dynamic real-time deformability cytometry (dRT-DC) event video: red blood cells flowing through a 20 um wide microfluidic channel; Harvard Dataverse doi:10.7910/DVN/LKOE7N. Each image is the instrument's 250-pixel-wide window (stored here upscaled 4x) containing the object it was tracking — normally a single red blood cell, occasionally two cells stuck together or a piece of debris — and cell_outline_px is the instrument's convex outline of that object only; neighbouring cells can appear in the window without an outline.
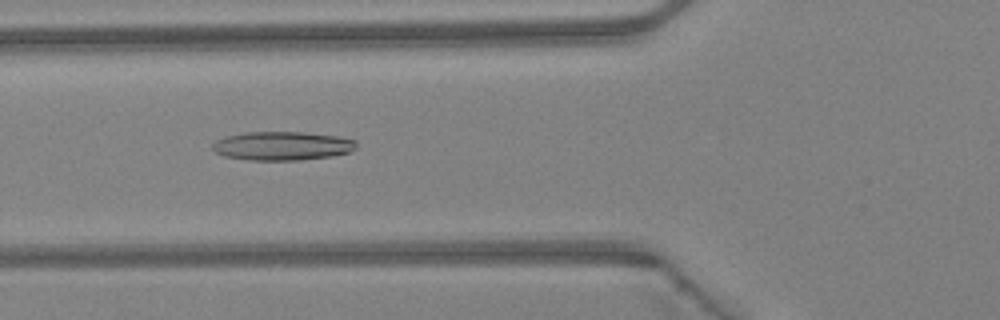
{"species": "Egyptian fruit bat (a non-hibernating species)", "species_latin": "Rousettus aegyptiacus", "temperature_condition": "warm", "stored_images_in_passage": 46, "camera_frame_rate_fps": 3000, "um_per_image_px": 0.085, "animal": {"sex": "female"}, "frame": {"image": 1, "passage_image": 17, "time_ms": 5.333, "image_size_px": [1000, 320], "cell_outline_px": [[356, 148], [348, 152], [332, 156], [300, 160], [248, 160], [224, 156], [216, 152], [212, 148], [212, 144], [216, 140], [228, 136], [244, 132], [304, 132], [336, 136], [356, 140]], "centroid_in_image_um": [23.98, 12.4], "position_along_channel_um": 101.8, "area_um2": 24.04}}
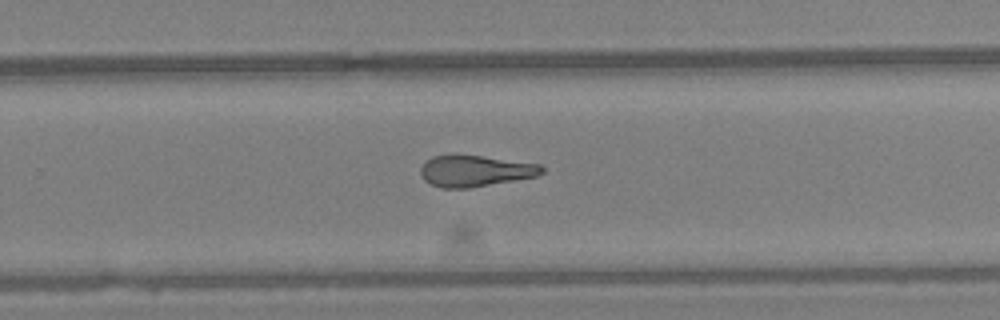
{"frame": {"image": 2, "passage_image": 30, "time_ms": 9.667, "image_size_px": [1000, 320], "cell_outline_px": [[544, 172], [536, 176], [468, 188], [440, 188], [424, 180], [420, 176], [420, 168], [432, 156], [452, 152], [540, 164], [544, 168]], "centroid_in_image_um": [40.33, 14.5], "position_along_channel_um": 289.5, "area_um2": 22.37}}
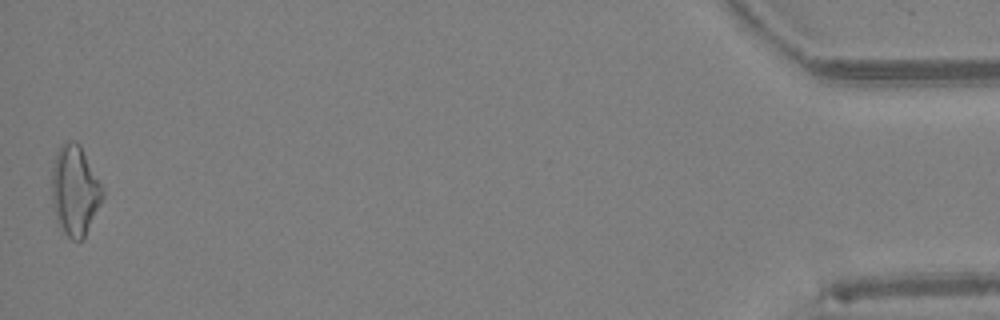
{"frame": {"image": 3, "passage_image": 46, "time_ms": 15.0, "image_size_px": [1000, 320], "cell_outline_px": [[104, 196], [84, 236], [80, 240], [72, 240], [64, 232], [56, 220], [52, 204], [52, 168], [56, 152], [68, 140], [72, 140], [80, 144], [104, 188]], "centroid_in_image_um": [6.36, 16.17], "position_along_channel_um": 428.8, "area_um2": 26.47}, "authors_computed_cell_mechanics": {"area_um2": 23.2356, "velocity_mm_per_s": 4.3491, "shape_relaxation_time_tau1_ms": null, "shape_relaxation_time_tau2_ms": 6.0063, "deformation_change_tau1": null, "deformation_change_tau2": 0.2115}}